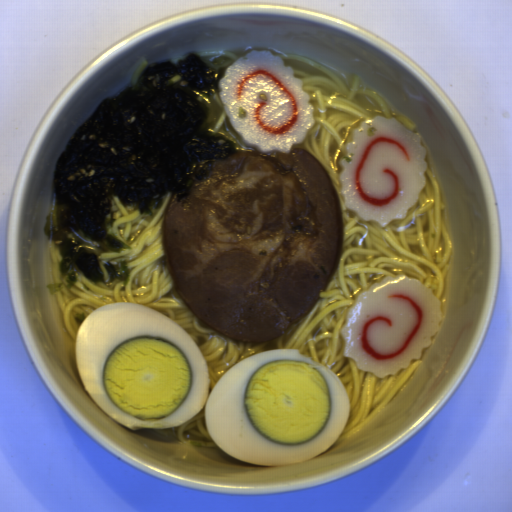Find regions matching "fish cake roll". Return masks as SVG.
I'll return each instance as SVG.
<instances>
[{
    "label": "fish cake roll",
    "mask_w": 512,
    "mask_h": 512,
    "mask_svg": "<svg viewBox=\"0 0 512 512\" xmlns=\"http://www.w3.org/2000/svg\"><path fill=\"white\" fill-rule=\"evenodd\" d=\"M427 146L401 120L375 116L352 134L341 158L340 190L348 211L383 229L405 218L426 185Z\"/></svg>",
    "instance_id": "obj_1"
},
{
    "label": "fish cake roll",
    "mask_w": 512,
    "mask_h": 512,
    "mask_svg": "<svg viewBox=\"0 0 512 512\" xmlns=\"http://www.w3.org/2000/svg\"><path fill=\"white\" fill-rule=\"evenodd\" d=\"M285 59L254 49L232 62L219 82L231 127L254 153L291 154L316 124L309 94Z\"/></svg>",
    "instance_id": "obj_3"
},
{
    "label": "fish cake roll",
    "mask_w": 512,
    "mask_h": 512,
    "mask_svg": "<svg viewBox=\"0 0 512 512\" xmlns=\"http://www.w3.org/2000/svg\"><path fill=\"white\" fill-rule=\"evenodd\" d=\"M440 300L420 280L384 277L360 292L347 310L341 333L344 357L376 377L398 375L421 359L439 332Z\"/></svg>",
    "instance_id": "obj_2"
}]
</instances>
